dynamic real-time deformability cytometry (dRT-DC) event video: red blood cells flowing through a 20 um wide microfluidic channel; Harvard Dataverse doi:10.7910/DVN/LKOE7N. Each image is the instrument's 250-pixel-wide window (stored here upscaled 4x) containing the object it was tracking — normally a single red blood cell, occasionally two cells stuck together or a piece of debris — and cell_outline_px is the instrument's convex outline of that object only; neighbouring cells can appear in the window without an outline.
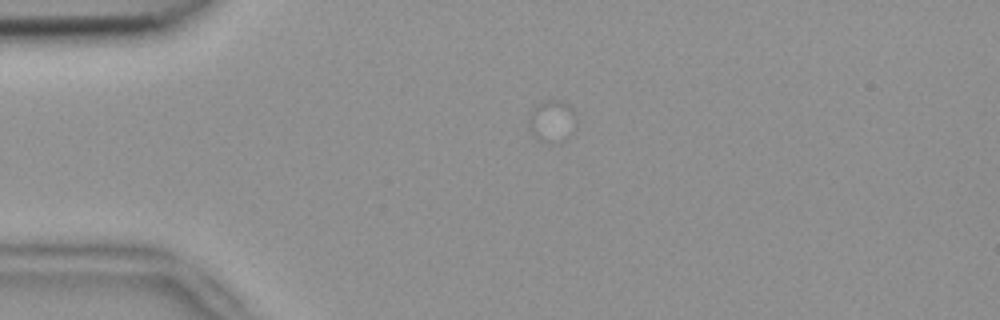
{"species": "common noctule bat (a hibernating species)", "species_latin": "Nyctalus noctula", "temperature_condition": "room temperature", "stored_images_in_passage": 1, "camera_frame_rate_fps": 3000, "um_per_image_px": 0.085, "animal": {"sex": "female", "body_mass_g": 18.4}, "frame": {"image": 1, "passage_image": 1, "time_ms": 0.0, "image_size_px": [1000, 320], "cell_outline_px": [[576, 128], [568, 140], [560, 144], [548, 144], [536, 140], [528, 128], [528, 112], [536, 104], [548, 100], [560, 100], [568, 104], [576, 112]], "centroid_in_image_um": [46.93, 10.35], "position_along_channel_um": 38.1, "area_um2": 12.6}}